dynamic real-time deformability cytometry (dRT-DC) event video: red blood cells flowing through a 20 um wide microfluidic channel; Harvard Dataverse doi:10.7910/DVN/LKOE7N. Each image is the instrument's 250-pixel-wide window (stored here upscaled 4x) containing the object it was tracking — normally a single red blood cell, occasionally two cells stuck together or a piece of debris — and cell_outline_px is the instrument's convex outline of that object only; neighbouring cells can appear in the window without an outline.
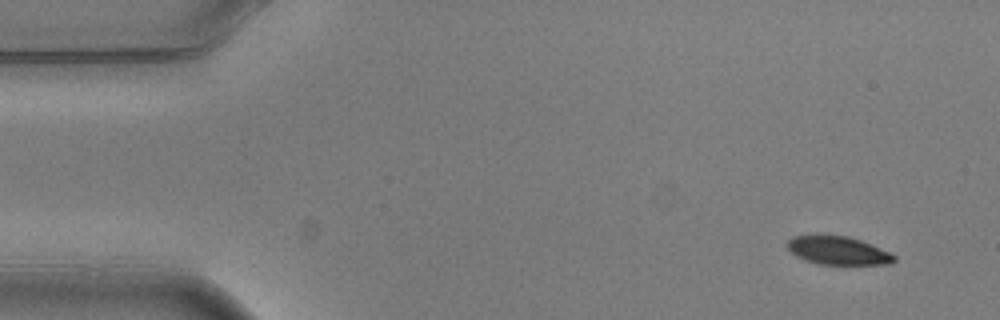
{"species": "common noctule bat (a hibernating species)", "species_latin": "Nyctalus noctula", "temperature_condition": "warm", "stored_images_in_passage": 4, "segment_of_instrument_passage": [2, 2], "camera_frame_rate_fps": 3000, "um_per_image_px": 0.085, "animal": {"sex": "male", "body_mass_g": 20.5, "forearm_length_mm": 52.5}, "frame": {"image": 1, "passage_image": 4, "time_ms": 1.0, "image_size_px": [1000, 320], "cell_outline_px": [[896, 260], [892, 264], [820, 264], [804, 260], [796, 256], [784, 244], [792, 236], [848, 236], [860, 240], [888, 252], [896, 256]], "centroid_in_image_um": [71.21, 21.31], "position_along_channel_um": 13.8, "area_um2": 17.34}}